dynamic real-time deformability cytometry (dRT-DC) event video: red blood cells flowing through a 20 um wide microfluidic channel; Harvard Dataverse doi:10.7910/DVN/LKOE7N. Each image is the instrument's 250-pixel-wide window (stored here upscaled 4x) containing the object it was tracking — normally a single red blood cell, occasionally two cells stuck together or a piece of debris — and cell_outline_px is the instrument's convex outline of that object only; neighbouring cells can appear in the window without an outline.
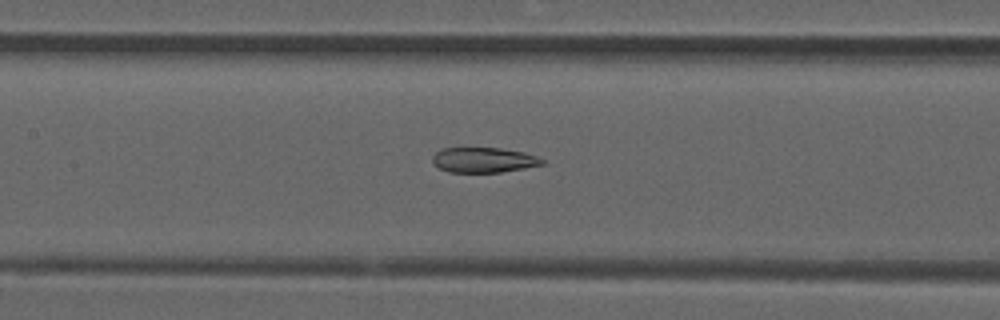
{"species": "common noctule bat (a hibernating species)", "species_latin": "Nyctalus noctula", "temperature_condition": "room temperature", "stored_images_in_passage": 41, "camera_frame_rate_fps": 3000, "um_per_image_px": 0.085, "animal": {"sex": "male", "forearm_length_mm": 52.5}, "frame": {"image": 1, "passage_image": 15, "time_ms": 4.667, "image_size_px": [1000, 320], "cell_outline_px": [[544, 164], [524, 168], [500, 172], [448, 172], [432, 164], [432, 156], [440, 148], [500, 148], [524, 152], [536, 156], [544, 160]], "centroid_in_image_um": [41.07, 13.59], "position_along_channel_um": 166.3, "area_um2": 16.07}}
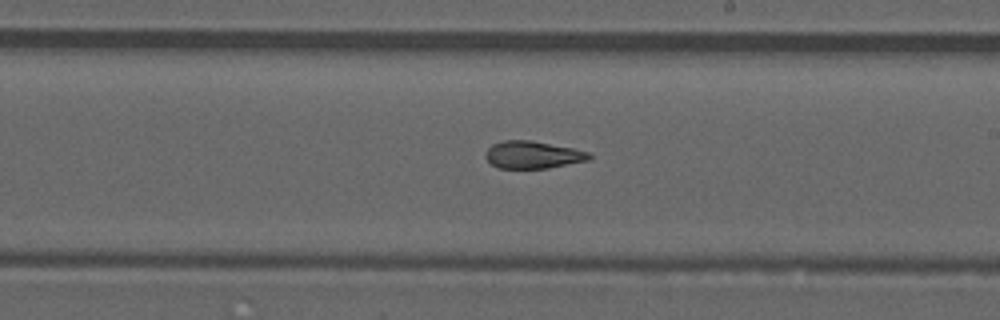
{"frame": {"image": 2, "passage_image": 21, "time_ms": 6.667, "image_size_px": [1000, 320], "cell_outline_px": [[592, 156], [588, 160], [548, 168], [496, 168], [484, 156], [484, 152], [492, 144], [504, 140], [532, 140], [572, 148], [588, 152]], "centroid_in_image_um": [45.24, 13.15], "position_along_channel_um": 243.8, "area_um2": 16.53}}
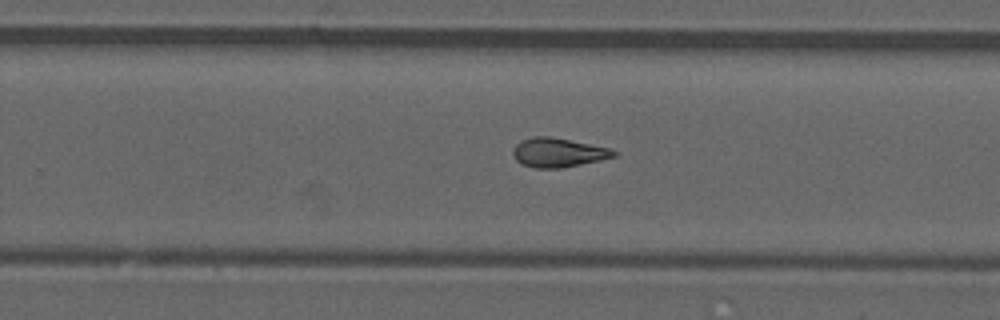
{"frame": {"image": 3, "passage_image": 24, "time_ms": 7.667, "image_size_px": [1000, 320], "cell_outline_px": [[616, 156], [600, 160], [560, 168], [532, 168], [520, 164], [512, 156], [512, 148], [520, 140], [532, 136], [548, 136], [608, 148], [616, 152]], "centroid_in_image_um": [47.34, 12.97], "position_along_channel_um": 282.5, "area_um2": 17.05}}